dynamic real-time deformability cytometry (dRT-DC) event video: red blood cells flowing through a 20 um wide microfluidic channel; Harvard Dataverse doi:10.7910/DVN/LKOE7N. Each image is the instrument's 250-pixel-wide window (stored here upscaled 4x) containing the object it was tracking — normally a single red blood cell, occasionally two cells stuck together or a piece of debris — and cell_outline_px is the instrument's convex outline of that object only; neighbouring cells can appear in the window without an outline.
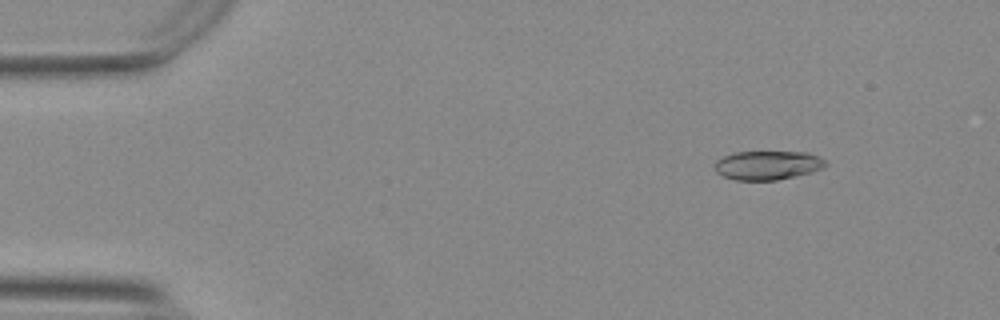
{"species": "Egyptian fruit bat (a non-hibernating species)", "species_latin": "Rousettus aegyptiacus", "temperature_condition": "warm", "stored_images_in_passage": 55, "camera_frame_rate_fps": 3000, "um_per_image_px": 0.085, "animal": {"sex": "female"}, "frame": {"image": 1, "passage_image": 7, "time_ms": 2.0, "image_size_px": [1000, 320], "cell_outline_px": [[828, 164], [824, 168], [812, 172], [796, 176], [776, 180], [736, 180], [724, 176], [716, 172], [716, 160], [724, 156], [736, 152], [808, 152], [820, 156]], "centroid_in_image_um": [65.3, 14.04], "position_along_channel_um": 19.7, "area_um2": 18.73}}
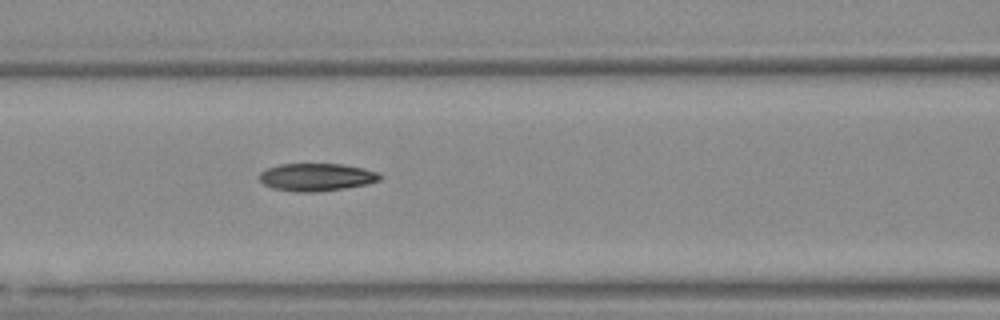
{"frame": {"image": 2, "passage_image": 24, "time_ms": 7.667, "image_size_px": [1000, 320], "cell_outline_px": [[384, 176], [380, 180], [368, 184], [316, 192], [296, 192], [272, 188], [264, 184], [260, 180], [260, 172], [268, 168], [280, 164], [344, 164], [364, 168], [380, 172]], "centroid_in_image_um": [26.95, 15.05], "position_along_channel_um": 139.6, "area_um2": 19.54}}
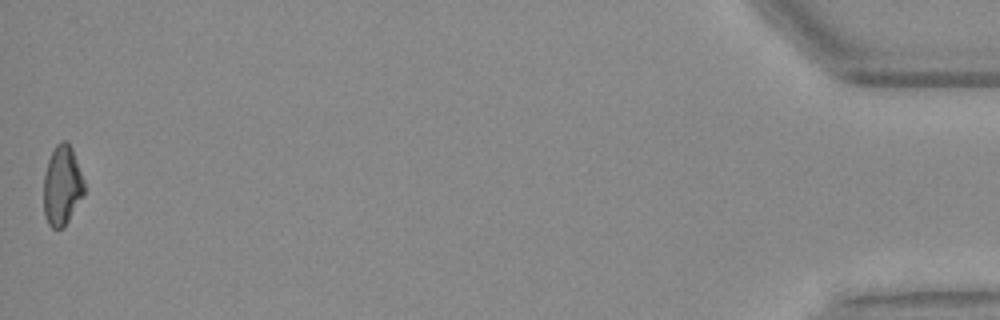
{"frame": {"image": 3, "passage_image": 55, "time_ms": 18.0, "image_size_px": [1000, 320], "cell_outline_px": [[84, 196], [64, 228], [52, 228], [48, 224], [44, 212], [44, 176], [48, 160], [56, 144], [60, 140], [68, 140], [72, 148], [84, 180]], "centroid_in_image_um": [5.29, 15.77], "position_along_channel_um": 429.9, "area_um2": 19.02}, "authors_computed_cell_mechanics": {"area_um2": 19.2474, "velocity_mm_per_s": 3.7513, "shape_relaxation_time_tau1_ms": null, "shape_relaxation_time_tau2_ms": 3.9118, "deformation_change_tau1": null, "deformation_change_tau2": 0.0997}}